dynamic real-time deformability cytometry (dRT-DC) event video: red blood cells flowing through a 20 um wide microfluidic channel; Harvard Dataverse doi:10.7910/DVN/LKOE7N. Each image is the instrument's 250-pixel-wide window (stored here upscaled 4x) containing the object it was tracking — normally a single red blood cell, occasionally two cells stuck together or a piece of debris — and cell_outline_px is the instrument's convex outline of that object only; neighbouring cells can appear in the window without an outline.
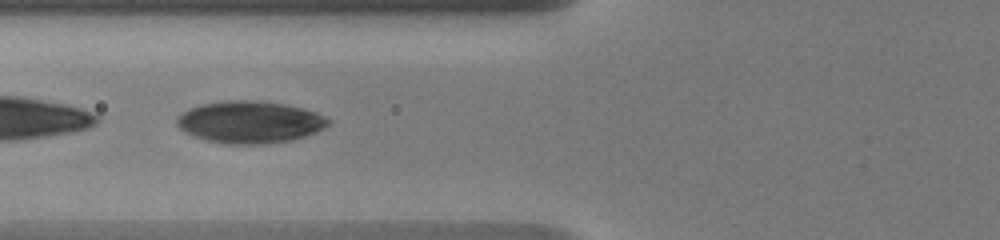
{"species": "human", "species_latin": "Homo sapiens", "temperature_condition": "warm", "stored_images_in_passage": 9, "camera_frame_rate_fps": 3000, "um_per_image_px": 0.085, "donor": {"sex": "male"}, "frame": {"image": 1, "passage_image": 4, "time_ms": 1.333, "image_size_px": [1000, 240], "cell_outline_px": [[332, 120], [324, 128], [316, 132], [292, 140], [268, 144], [228, 144], [208, 140], [192, 136], [184, 132], [176, 124], [176, 116], [188, 108], [200, 104], [228, 100], [260, 100], [284, 104], [316, 112]], "centroid_in_image_um": [21.21, 10.37], "position_along_channel_um": 104.6, "area_um2": 37.4}}
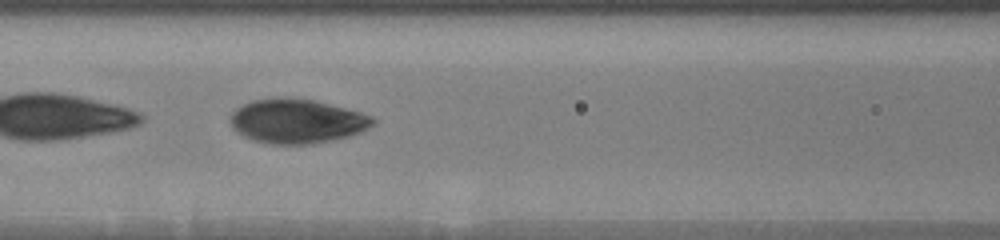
{"frame": {"image": 2, "passage_image": 6, "time_ms": 2.333, "image_size_px": [1000, 240], "cell_outline_px": [[376, 120], [368, 128], [360, 132], [348, 136], [332, 140], [308, 144], [276, 144], [256, 140], [244, 136], [232, 128], [228, 116], [240, 104], [252, 100], [276, 96], [292, 96], [312, 100], [360, 112], [372, 116]], "centroid_in_image_um": [25.18, 10.27], "position_along_channel_um": 141.4, "area_um2": 36.93}}